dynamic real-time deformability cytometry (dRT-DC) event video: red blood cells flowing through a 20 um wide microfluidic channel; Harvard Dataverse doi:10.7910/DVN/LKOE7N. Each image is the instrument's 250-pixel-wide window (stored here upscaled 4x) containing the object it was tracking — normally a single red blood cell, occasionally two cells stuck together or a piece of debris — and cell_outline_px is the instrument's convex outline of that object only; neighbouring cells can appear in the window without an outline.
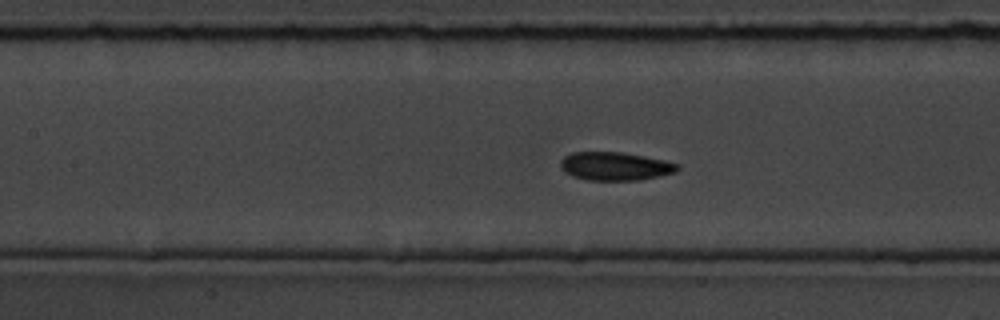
{"species": "common noctule bat (a hibernating species)", "species_latin": "Nyctalus noctula", "temperature_condition": "room temperature", "stored_images_in_passage": 46, "camera_frame_rate_fps": 3000, "um_per_image_px": 0.085, "animal": {"sex": "male", "body_mass_g": 19.5, "forearm_length_mm": 54.6}, "frame": {"image": 1, "passage_image": 14, "time_ms": 4.333, "image_size_px": [1000, 320], "cell_outline_px": [[680, 168], [676, 172], [640, 180], [588, 180], [572, 176], [564, 172], [560, 164], [560, 160], [564, 156], [572, 152], [620, 152], [644, 156], [664, 160], [680, 164]], "centroid_in_image_um": [52.28, 14.13], "position_along_channel_um": 155.1, "area_um2": 19.36}}
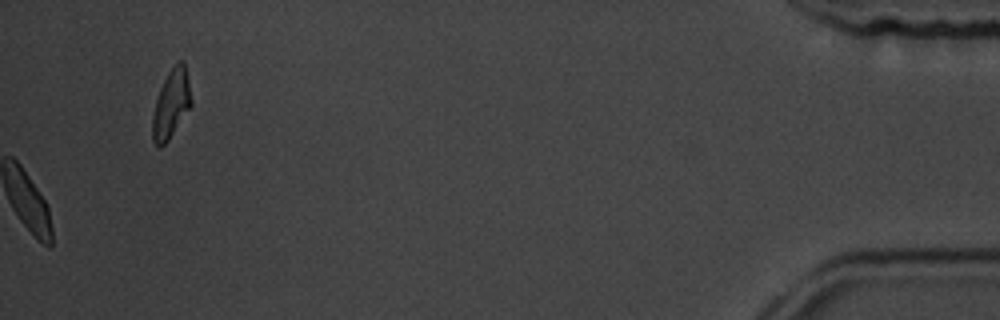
{"frame": {"image": 2, "passage_image": 46, "time_ms": 15.0, "image_size_px": [1000, 320], "cell_outline_px": [[192, 104], [168, 140], [160, 148], [156, 148], [152, 140], [152, 116], [156, 100], [160, 88], [168, 72], [180, 60], [184, 60], [192, 100]], "centroid_in_image_um": [14.53, 8.86], "position_along_channel_um": 420.7, "area_um2": 15.37}, "authors_computed_cell_mechanics": {"area_um2": 18.8717, "velocity_mm_per_s": 3.5662, "shape_relaxation_time_tau1_ms": 2.8652, "shape_relaxation_time_tau2_ms": 1.3089, "deformation_change_tau1": 0.0727, "deformation_change_tau2": 0.0418}}